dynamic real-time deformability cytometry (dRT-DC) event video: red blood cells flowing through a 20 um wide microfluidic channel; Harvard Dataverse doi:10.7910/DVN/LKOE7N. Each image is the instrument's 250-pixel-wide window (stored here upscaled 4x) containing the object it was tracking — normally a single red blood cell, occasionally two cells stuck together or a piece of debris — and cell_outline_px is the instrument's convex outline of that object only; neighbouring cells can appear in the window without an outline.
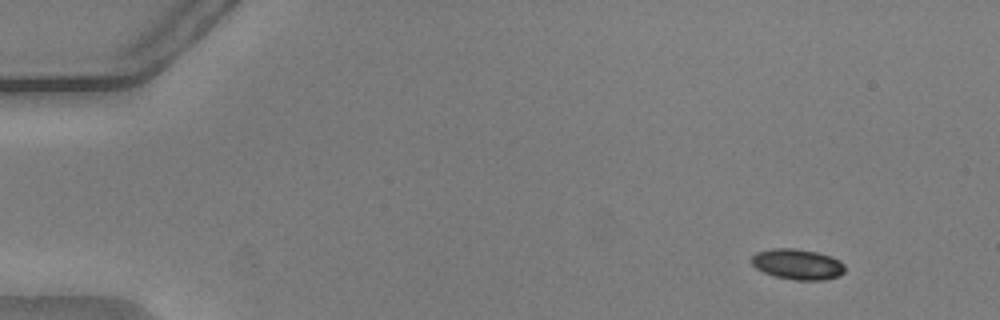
{"species": "common noctule bat (a hibernating species)", "species_latin": "Nyctalus noctula", "temperature_condition": "warm", "stored_images_in_passage": 56, "camera_frame_rate_fps": 3000, "um_per_image_px": 0.085, "animal": {"sex": "male", "body_mass_g": 20.5, "forearm_length_mm": 52.5}, "frame": {"image": 1, "passage_image": 7, "time_ms": 2.0, "image_size_px": [1000, 320], "cell_outline_px": [[844, 272], [840, 276], [820, 280], [796, 280], [776, 276], [764, 272], [756, 268], [752, 264], [752, 256], [756, 252], [772, 248], [796, 248], [816, 252], [832, 256], [840, 260], [844, 264]], "centroid_in_image_um": [67.81, 22.45], "position_along_channel_um": 17.2, "area_um2": 16.65}}
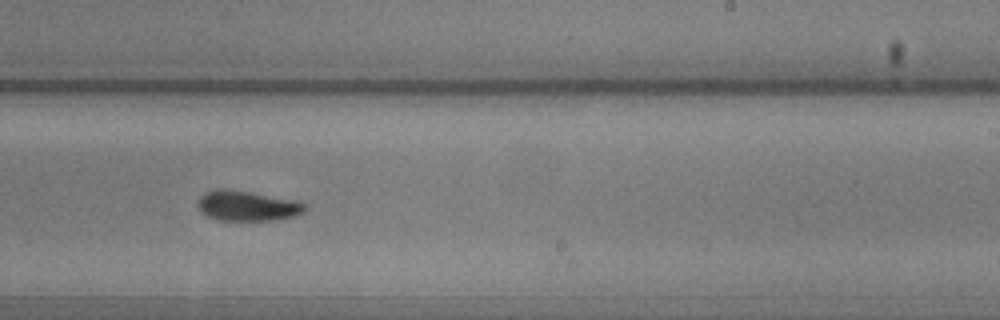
{"frame": {"image": 2, "passage_image": 36, "time_ms": 11.667, "image_size_px": [1000, 320], "cell_outline_px": [[304, 212], [292, 216], [272, 220], [216, 220], [200, 212], [200, 196], [208, 192], [220, 188], [248, 192], [288, 200], [304, 204]], "centroid_in_image_um": [20.95, 17.52], "position_along_channel_um": 268.1, "area_um2": 17.92}}
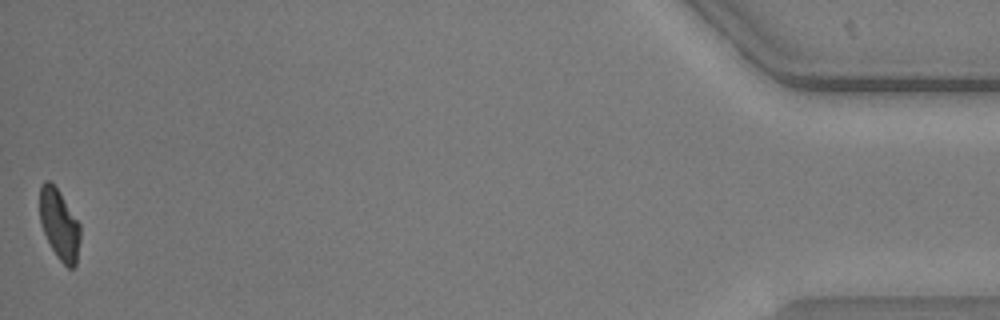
{"frame": {"image": 3, "passage_image": 56, "time_ms": 18.333, "image_size_px": [1000, 320], "cell_outline_px": [[80, 240], [76, 264], [72, 268], [68, 268], [56, 256], [40, 224], [40, 188], [44, 180], [48, 180], [56, 188], [80, 224]], "centroid_in_image_um": [5.05, 19.11], "position_along_channel_um": 430.2, "area_um2": 16.3}, "authors_computed_cell_mechanics": {"area_um2": 17.9469, "velocity_mm_per_s": 3.7682, "shape_relaxation_time_tau1_ms": 3.1952, "shape_relaxation_time_tau2_ms": null, "deformation_change_tau1": 0.1362, "deformation_change_tau2": null}}